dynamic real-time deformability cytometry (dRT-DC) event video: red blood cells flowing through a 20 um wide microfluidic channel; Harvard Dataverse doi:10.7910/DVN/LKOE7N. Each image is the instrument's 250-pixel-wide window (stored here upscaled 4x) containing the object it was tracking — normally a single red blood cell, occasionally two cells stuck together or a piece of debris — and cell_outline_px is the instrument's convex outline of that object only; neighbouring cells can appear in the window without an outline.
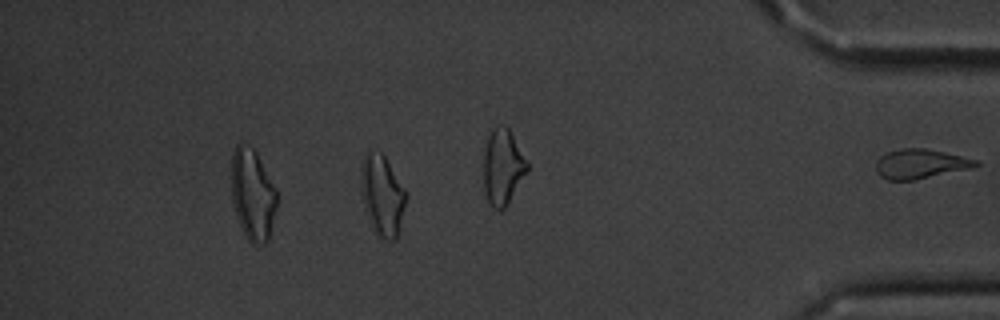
{"species": "common noctule bat (a hibernating species)", "species_latin": "Nyctalus noctula", "temperature_condition": "cold", "stored_images_in_passage": 36, "segment_of_instrument_passage": [2, 2], "camera_frame_rate_fps": 3000, "um_per_image_px": 0.085, "animal": {"sex": "male", "body_mass_g": 20.1, "forearm_length_mm": 53.5}, "frame": {"image": 1, "passage_image": 36, "time_ms": 11.667, "image_size_px": [1000, 320], "cell_outline_px": [[980, 164], [972, 168], [912, 180], [888, 180], [880, 176], [876, 172], [876, 160], [880, 156], [888, 152], [904, 148], [928, 148], [980, 160]], "centroid_in_image_um": [78.25, 13.92], "position_along_channel_um": 357.0, "area_um2": 17.22}}